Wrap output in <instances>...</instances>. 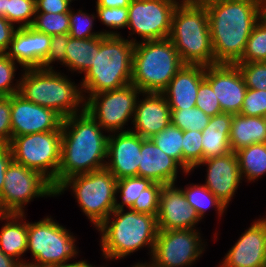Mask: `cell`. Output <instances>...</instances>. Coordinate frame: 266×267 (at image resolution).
I'll list each match as a JSON object with an SVG mask.
<instances>
[{
  "label": "cell",
  "mask_w": 266,
  "mask_h": 267,
  "mask_svg": "<svg viewBox=\"0 0 266 267\" xmlns=\"http://www.w3.org/2000/svg\"><path fill=\"white\" fill-rule=\"evenodd\" d=\"M207 8L214 64H236L263 16V0H201Z\"/></svg>",
  "instance_id": "6da1fadb"
},
{
  "label": "cell",
  "mask_w": 266,
  "mask_h": 267,
  "mask_svg": "<svg viewBox=\"0 0 266 267\" xmlns=\"http://www.w3.org/2000/svg\"><path fill=\"white\" fill-rule=\"evenodd\" d=\"M61 128L58 186L70 177L105 168L109 135L85 110L64 118Z\"/></svg>",
  "instance_id": "7a4b0ae2"
},
{
  "label": "cell",
  "mask_w": 266,
  "mask_h": 267,
  "mask_svg": "<svg viewBox=\"0 0 266 267\" xmlns=\"http://www.w3.org/2000/svg\"><path fill=\"white\" fill-rule=\"evenodd\" d=\"M97 230L106 262L124 259L144 247L151 258L158 233L157 217L131 209H115Z\"/></svg>",
  "instance_id": "3957f363"
},
{
  "label": "cell",
  "mask_w": 266,
  "mask_h": 267,
  "mask_svg": "<svg viewBox=\"0 0 266 267\" xmlns=\"http://www.w3.org/2000/svg\"><path fill=\"white\" fill-rule=\"evenodd\" d=\"M134 45L123 36L95 37L94 63L80 82L84 99L131 84Z\"/></svg>",
  "instance_id": "277c9868"
},
{
  "label": "cell",
  "mask_w": 266,
  "mask_h": 267,
  "mask_svg": "<svg viewBox=\"0 0 266 267\" xmlns=\"http://www.w3.org/2000/svg\"><path fill=\"white\" fill-rule=\"evenodd\" d=\"M168 39L184 64L214 65L208 13L201 0H181L178 3Z\"/></svg>",
  "instance_id": "5b68a950"
},
{
  "label": "cell",
  "mask_w": 266,
  "mask_h": 267,
  "mask_svg": "<svg viewBox=\"0 0 266 267\" xmlns=\"http://www.w3.org/2000/svg\"><path fill=\"white\" fill-rule=\"evenodd\" d=\"M19 95L34 104L54 110L63 119L84 111L79 84L55 69H22Z\"/></svg>",
  "instance_id": "8992f818"
},
{
  "label": "cell",
  "mask_w": 266,
  "mask_h": 267,
  "mask_svg": "<svg viewBox=\"0 0 266 267\" xmlns=\"http://www.w3.org/2000/svg\"><path fill=\"white\" fill-rule=\"evenodd\" d=\"M179 53L167 38L136 42L132 55L131 84L142 93H161L183 67Z\"/></svg>",
  "instance_id": "52a82bcc"
},
{
  "label": "cell",
  "mask_w": 266,
  "mask_h": 267,
  "mask_svg": "<svg viewBox=\"0 0 266 267\" xmlns=\"http://www.w3.org/2000/svg\"><path fill=\"white\" fill-rule=\"evenodd\" d=\"M116 184L114 175L103 168L64 180L55 189V197L70 188L80 210L97 229L115 210Z\"/></svg>",
  "instance_id": "ba28073f"
},
{
  "label": "cell",
  "mask_w": 266,
  "mask_h": 267,
  "mask_svg": "<svg viewBox=\"0 0 266 267\" xmlns=\"http://www.w3.org/2000/svg\"><path fill=\"white\" fill-rule=\"evenodd\" d=\"M75 242L74 234L52 216L34 223L27 222V252L30 251L37 264L46 267L67 265L80 253Z\"/></svg>",
  "instance_id": "9c48e42d"
},
{
  "label": "cell",
  "mask_w": 266,
  "mask_h": 267,
  "mask_svg": "<svg viewBox=\"0 0 266 267\" xmlns=\"http://www.w3.org/2000/svg\"><path fill=\"white\" fill-rule=\"evenodd\" d=\"M62 128L12 137L9 144L13 161L39 172L53 186L58 187L61 162Z\"/></svg>",
  "instance_id": "30bf717a"
},
{
  "label": "cell",
  "mask_w": 266,
  "mask_h": 267,
  "mask_svg": "<svg viewBox=\"0 0 266 267\" xmlns=\"http://www.w3.org/2000/svg\"><path fill=\"white\" fill-rule=\"evenodd\" d=\"M142 92L133 84L86 97L84 110L108 133L127 131ZM125 129V130H124Z\"/></svg>",
  "instance_id": "8fae6325"
},
{
  "label": "cell",
  "mask_w": 266,
  "mask_h": 267,
  "mask_svg": "<svg viewBox=\"0 0 266 267\" xmlns=\"http://www.w3.org/2000/svg\"><path fill=\"white\" fill-rule=\"evenodd\" d=\"M37 197H55L52 184L39 172L12 161L5 171L0 213L24 214L25 206Z\"/></svg>",
  "instance_id": "7c38bea8"
},
{
  "label": "cell",
  "mask_w": 266,
  "mask_h": 267,
  "mask_svg": "<svg viewBox=\"0 0 266 267\" xmlns=\"http://www.w3.org/2000/svg\"><path fill=\"white\" fill-rule=\"evenodd\" d=\"M198 229L158 230L153 253L148 261L153 267H191L206 251Z\"/></svg>",
  "instance_id": "4fadbf2b"
},
{
  "label": "cell",
  "mask_w": 266,
  "mask_h": 267,
  "mask_svg": "<svg viewBox=\"0 0 266 267\" xmlns=\"http://www.w3.org/2000/svg\"><path fill=\"white\" fill-rule=\"evenodd\" d=\"M181 0H131L128 6V40L141 42L167 39L173 13ZM132 36V38L130 37ZM130 37V39H129Z\"/></svg>",
  "instance_id": "5bb4252c"
},
{
  "label": "cell",
  "mask_w": 266,
  "mask_h": 267,
  "mask_svg": "<svg viewBox=\"0 0 266 267\" xmlns=\"http://www.w3.org/2000/svg\"><path fill=\"white\" fill-rule=\"evenodd\" d=\"M216 267H266V216L253 220Z\"/></svg>",
  "instance_id": "9a60e30c"
},
{
  "label": "cell",
  "mask_w": 266,
  "mask_h": 267,
  "mask_svg": "<svg viewBox=\"0 0 266 267\" xmlns=\"http://www.w3.org/2000/svg\"><path fill=\"white\" fill-rule=\"evenodd\" d=\"M205 80L219 100L222 112L240 113L248 88L236 64L205 66Z\"/></svg>",
  "instance_id": "2e32d148"
},
{
  "label": "cell",
  "mask_w": 266,
  "mask_h": 267,
  "mask_svg": "<svg viewBox=\"0 0 266 267\" xmlns=\"http://www.w3.org/2000/svg\"><path fill=\"white\" fill-rule=\"evenodd\" d=\"M62 121L54 110L27 101L19 94L11 95L12 137L55 131Z\"/></svg>",
  "instance_id": "e0dca14e"
},
{
  "label": "cell",
  "mask_w": 266,
  "mask_h": 267,
  "mask_svg": "<svg viewBox=\"0 0 266 267\" xmlns=\"http://www.w3.org/2000/svg\"><path fill=\"white\" fill-rule=\"evenodd\" d=\"M200 166L207 168L204 185L228 208L242 183L236 152L205 159L192 169V173Z\"/></svg>",
  "instance_id": "ac0fdd59"
},
{
  "label": "cell",
  "mask_w": 266,
  "mask_h": 267,
  "mask_svg": "<svg viewBox=\"0 0 266 267\" xmlns=\"http://www.w3.org/2000/svg\"><path fill=\"white\" fill-rule=\"evenodd\" d=\"M141 136L130 130L109 134L105 168L119 180L137 177L140 162Z\"/></svg>",
  "instance_id": "d6986e66"
},
{
  "label": "cell",
  "mask_w": 266,
  "mask_h": 267,
  "mask_svg": "<svg viewBox=\"0 0 266 267\" xmlns=\"http://www.w3.org/2000/svg\"><path fill=\"white\" fill-rule=\"evenodd\" d=\"M177 186L163 185L161 189L157 215L158 230L199 229L196 225L202 220Z\"/></svg>",
  "instance_id": "ffe728a7"
},
{
  "label": "cell",
  "mask_w": 266,
  "mask_h": 267,
  "mask_svg": "<svg viewBox=\"0 0 266 267\" xmlns=\"http://www.w3.org/2000/svg\"><path fill=\"white\" fill-rule=\"evenodd\" d=\"M51 36L33 27L17 28L5 54L23 69L41 68L50 51Z\"/></svg>",
  "instance_id": "44dd1931"
},
{
  "label": "cell",
  "mask_w": 266,
  "mask_h": 267,
  "mask_svg": "<svg viewBox=\"0 0 266 267\" xmlns=\"http://www.w3.org/2000/svg\"><path fill=\"white\" fill-rule=\"evenodd\" d=\"M138 98L130 130L142 138H151L171 123V110L161 93H142Z\"/></svg>",
  "instance_id": "7402d4cb"
},
{
  "label": "cell",
  "mask_w": 266,
  "mask_h": 267,
  "mask_svg": "<svg viewBox=\"0 0 266 267\" xmlns=\"http://www.w3.org/2000/svg\"><path fill=\"white\" fill-rule=\"evenodd\" d=\"M139 163L138 177L147 178L153 183L162 185L176 184L181 170L185 175L190 174V172H185L172 157H169L156 146L150 138L141 137Z\"/></svg>",
  "instance_id": "603a6c76"
},
{
  "label": "cell",
  "mask_w": 266,
  "mask_h": 267,
  "mask_svg": "<svg viewBox=\"0 0 266 267\" xmlns=\"http://www.w3.org/2000/svg\"><path fill=\"white\" fill-rule=\"evenodd\" d=\"M205 79V66L184 64L161 92L170 109L195 107L200 83Z\"/></svg>",
  "instance_id": "cb8c5ba5"
},
{
  "label": "cell",
  "mask_w": 266,
  "mask_h": 267,
  "mask_svg": "<svg viewBox=\"0 0 266 267\" xmlns=\"http://www.w3.org/2000/svg\"><path fill=\"white\" fill-rule=\"evenodd\" d=\"M26 214L0 213V221L4 222L0 229V250L17 261L27 252Z\"/></svg>",
  "instance_id": "d4e9b609"
},
{
  "label": "cell",
  "mask_w": 266,
  "mask_h": 267,
  "mask_svg": "<svg viewBox=\"0 0 266 267\" xmlns=\"http://www.w3.org/2000/svg\"><path fill=\"white\" fill-rule=\"evenodd\" d=\"M232 118L233 114L225 112L210 117L208 125L202 130L203 160L231 152L229 134Z\"/></svg>",
  "instance_id": "484cf974"
},
{
  "label": "cell",
  "mask_w": 266,
  "mask_h": 267,
  "mask_svg": "<svg viewBox=\"0 0 266 267\" xmlns=\"http://www.w3.org/2000/svg\"><path fill=\"white\" fill-rule=\"evenodd\" d=\"M229 140L232 152L255 143H266L265 120L263 117L233 114Z\"/></svg>",
  "instance_id": "4316f807"
},
{
  "label": "cell",
  "mask_w": 266,
  "mask_h": 267,
  "mask_svg": "<svg viewBox=\"0 0 266 267\" xmlns=\"http://www.w3.org/2000/svg\"><path fill=\"white\" fill-rule=\"evenodd\" d=\"M242 181H258L266 176V143H255L236 151Z\"/></svg>",
  "instance_id": "83f0119b"
},
{
  "label": "cell",
  "mask_w": 266,
  "mask_h": 267,
  "mask_svg": "<svg viewBox=\"0 0 266 267\" xmlns=\"http://www.w3.org/2000/svg\"><path fill=\"white\" fill-rule=\"evenodd\" d=\"M94 59L95 38L76 39L69 36L62 66L67 67L72 73L85 74L94 63Z\"/></svg>",
  "instance_id": "f1b7e54d"
},
{
  "label": "cell",
  "mask_w": 266,
  "mask_h": 267,
  "mask_svg": "<svg viewBox=\"0 0 266 267\" xmlns=\"http://www.w3.org/2000/svg\"><path fill=\"white\" fill-rule=\"evenodd\" d=\"M188 204L196 211L199 218L203 220L206 212L212 207L218 214V219L223 217L227 207L204 185L187 184L180 187Z\"/></svg>",
  "instance_id": "f546056e"
},
{
  "label": "cell",
  "mask_w": 266,
  "mask_h": 267,
  "mask_svg": "<svg viewBox=\"0 0 266 267\" xmlns=\"http://www.w3.org/2000/svg\"><path fill=\"white\" fill-rule=\"evenodd\" d=\"M153 184L150 179L143 177H126L117 180L115 209H131L134 202L141 196L142 191ZM120 194V195H119ZM121 202L118 201V196Z\"/></svg>",
  "instance_id": "4dcf8cb0"
},
{
  "label": "cell",
  "mask_w": 266,
  "mask_h": 267,
  "mask_svg": "<svg viewBox=\"0 0 266 267\" xmlns=\"http://www.w3.org/2000/svg\"><path fill=\"white\" fill-rule=\"evenodd\" d=\"M150 139L183 168V130L170 123L165 129L153 135Z\"/></svg>",
  "instance_id": "1f68e13d"
},
{
  "label": "cell",
  "mask_w": 266,
  "mask_h": 267,
  "mask_svg": "<svg viewBox=\"0 0 266 267\" xmlns=\"http://www.w3.org/2000/svg\"><path fill=\"white\" fill-rule=\"evenodd\" d=\"M260 61H266V18L264 16L255 24L239 62Z\"/></svg>",
  "instance_id": "d6a6232c"
},
{
  "label": "cell",
  "mask_w": 266,
  "mask_h": 267,
  "mask_svg": "<svg viewBox=\"0 0 266 267\" xmlns=\"http://www.w3.org/2000/svg\"><path fill=\"white\" fill-rule=\"evenodd\" d=\"M31 27L50 36L68 34L69 13H36Z\"/></svg>",
  "instance_id": "836d02e7"
},
{
  "label": "cell",
  "mask_w": 266,
  "mask_h": 267,
  "mask_svg": "<svg viewBox=\"0 0 266 267\" xmlns=\"http://www.w3.org/2000/svg\"><path fill=\"white\" fill-rule=\"evenodd\" d=\"M170 110L171 123L183 131H202L210 120V116L197 107Z\"/></svg>",
  "instance_id": "e575fe53"
},
{
  "label": "cell",
  "mask_w": 266,
  "mask_h": 267,
  "mask_svg": "<svg viewBox=\"0 0 266 267\" xmlns=\"http://www.w3.org/2000/svg\"><path fill=\"white\" fill-rule=\"evenodd\" d=\"M96 17V14H89L81 9H78L77 12H75V10H73V8L71 7L69 11V36L76 39L103 36V31L105 29H103L102 31L93 32V25Z\"/></svg>",
  "instance_id": "d590c367"
},
{
  "label": "cell",
  "mask_w": 266,
  "mask_h": 267,
  "mask_svg": "<svg viewBox=\"0 0 266 267\" xmlns=\"http://www.w3.org/2000/svg\"><path fill=\"white\" fill-rule=\"evenodd\" d=\"M183 170L191 173L192 169L203 161L202 131H183Z\"/></svg>",
  "instance_id": "8d00e7d4"
},
{
  "label": "cell",
  "mask_w": 266,
  "mask_h": 267,
  "mask_svg": "<svg viewBox=\"0 0 266 267\" xmlns=\"http://www.w3.org/2000/svg\"><path fill=\"white\" fill-rule=\"evenodd\" d=\"M35 14V0H7V20L18 28L31 26Z\"/></svg>",
  "instance_id": "74e56055"
},
{
  "label": "cell",
  "mask_w": 266,
  "mask_h": 267,
  "mask_svg": "<svg viewBox=\"0 0 266 267\" xmlns=\"http://www.w3.org/2000/svg\"><path fill=\"white\" fill-rule=\"evenodd\" d=\"M96 15L103 25L114 30L103 31L105 36H122L117 30L125 29L128 25V7H96Z\"/></svg>",
  "instance_id": "f35d334b"
},
{
  "label": "cell",
  "mask_w": 266,
  "mask_h": 267,
  "mask_svg": "<svg viewBox=\"0 0 266 267\" xmlns=\"http://www.w3.org/2000/svg\"><path fill=\"white\" fill-rule=\"evenodd\" d=\"M18 65L5 53H0V96H11L19 93L20 77L16 79ZM16 81V82H14Z\"/></svg>",
  "instance_id": "ab89813d"
},
{
  "label": "cell",
  "mask_w": 266,
  "mask_h": 267,
  "mask_svg": "<svg viewBox=\"0 0 266 267\" xmlns=\"http://www.w3.org/2000/svg\"><path fill=\"white\" fill-rule=\"evenodd\" d=\"M238 66L247 88L266 90V61L238 62Z\"/></svg>",
  "instance_id": "60d3db41"
},
{
  "label": "cell",
  "mask_w": 266,
  "mask_h": 267,
  "mask_svg": "<svg viewBox=\"0 0 266 267\" xmlns=\"http://www.w3.org/2000/svg\"><path fill=\"white\" fill-rule=\"evenodd\" d=\"M162 187V184L153 183L150 187L142 191L141 196L136 199L131 210L157 217L159 210V196Z\"/></svg>",
  "instance_id": "b9f144b4"
},
{
  "label": "cell",
  "mask_w": 266,
  "mask_h": 267,
  "mask_svg": "<svg viewBox=\"0 0 266 267\" xmlns=\"http://www.w3.org/2000/svg\"><path fill=\"white\" fill-rule=\"evenodd\" d=\"M195 107L210 117L222 113L219 100L205 79L199 85Z\"/></svg>",
  "instance_id": "7bdbcfd3"
},
{
  "label": "cell",
  "mask_w": 266,
  "mask_h": 267,
  "mask_svg": "<svg viewBox=\"0 0 266 267\" xmlns=\"http://www.w3.org/2000/svg\"><path fill=\"white\" fill-rule=\"evenodd\" d=\"M266 111V90L248 88L240 111L241 115L263 117Z\"/></svg>",
  "instance_id": "ee69618b"
},
{
  "label": "cell",
  "mask_w": 266,
  "mask_h": 267,
  "mask_svg": "<svg viewBox=\"0 0 266 267\" xmlns=\"http://www.w3.org/2000/svg\"><path fill=\"white\" fill-rule=\"evenodd\" d=\"M69 42V34L51 36L50 51L41 69H54V63L62 65L65 62L66 48Z\"/></svg>",
  "instance_id": "f6af8a7d"
},
{
  "label": "cell",
  "mask_w": 266,
  "mask_h": 267,
  "mask_svg": "<svg viewBox=\"0 0 266 267\" xmlns=\"http://www.w3.org/2000/svg\"><path fill=\"white\" fill-rule=\"evenodd\" d=\"M11 139V96H0V145H9Z\"/></svg>",
  "instance_id": "bcb514c9"
},
{
  "label": "cell",
  "mask_w": 266,
  "mask_h": 267,
  "mask_svg": "<svg viewBox=\"0 0 266 267\" xmlns=\"http://www.w3.org/2000/svg\"><path fill=\"white\" fill-rule=\"evenodd\" d=\"M36 13H69L71 3L67 0H35Z\"/></svg>",
  "instance_id": "7dc6e473"
},
{
  "label": "cell",
  "mask_w": 266,
  "mask_h": 267,
  "mask_svg": "<svg viewBox=\"0 0 266 267\" xmlns=\"http://www.w3.org/2000/svg\"><path fill=\"white\" fill-rule=\"evenodd\" d=\"M17 26L0 16V53H5L12 41Z\"/></svg>",
  "instance_id": "c3c4849f"
},
{
  "label": "cell",
  "mask_w": 266,
  "mask_h": 267,
  "mask_svg": "<svg viewBox=\"0 0 266 267\" xmlns=\"http://www.w3.org/2000/svg\"><path fill=\"white\" fill-rule=\"evenodd\" d=\"M13 161L11 148L9 145H0V195L4 185L5 171Z\"/></svg>",
  "instance_id": "681fc988"
},
{
  "label": "cell",
  "mask_w": 266,
  "mask_h": 267,
  "mask_svg": "<svg viewBox=\"0 0 266 267\" xmlns=\"http://www.w3.org/2000/svg\"><path fill=\"white\" fill-rule=\"evenodd\" d=\"M131 0H97L96 7L125 8L128 7Z\"/></svg>",
  "instance_id": "f907efd6"
},
{
  "label": "cell",
  "mask_w": 266,
  "mask_h": 267,
  "mask_svg": "<svg viewBox=\"0 0 266 267\" xmlns=\"http://www.w3.org/2000/svg\"><path fill=\"white\" fill-rule=\"evenodd\" d=\"M18 261L4 254L0 250V267H15Z\"/></svg>",
  "instance_id": "816d5d0a"
},
{
  "label": "cell",
  "mask_w": 266,
  "mask_h": 267,
  "mask_svg": "<svg viewBox=\"0 0 266 267\" xmlns=\"http://www.w3.org/2000/svg\"><path fill=\"white\" fill-rule=\"evenodd\" d=\"M94 264H90L88 263L87 260H78V261H75V262H72V263H68L67 265L63 266V267H99V266H96ZM100 267H107L106 265L105 266H101Z\"/></svg>",
  "instance_id": "f5cc1de1"
},
{
  "label": "cell",
  "mask_w": 266,
  "mask_h": 267,
  "mask_svg": "<svg viewBox=\"0 0 266 267\" xmlns=\"http://www.w3.org/2000/svg\"><path fill=\"white\" fill-rule=\"evenodd\" d=\"M15 267H46V266H42L40 264H37L36 262L32 261H26L25 260H21V261H18L15 265Z\"/></svg>",
  "instance_id": "db71d44e"
},
{
  "label": "cell",
  "mask_w": 266,
  "mask_h": 267,
  "mask_svg": "<svg viewBox=\"0 0 266 267\" xmlns=\"http://www.w3.org/2000/svg\"><path fill=\"white\" fill-rule=\"evenodd\" d=\"M0 16L7 19V0H0Z\"/></svg>",
  "instance_id": "11a10c76"
},
{
  "label": "cell",
  "mask_w": 266,
  "mask_h": 267,
  "mask_svg": "<svg viewBox=\"0 0 266 267\" xmlns=\"http://www.w3.org/2000/svg\"><path fill=\"white\" fill-rule=\"evenodd\" d=\"M131 267H153L149 262H135Z\"/></svg>",
  "instance_id": "9f6ffc18"
},
{
  "label": "cell",
  "mask_w": 266,
  "mask_h": 267,
  "mask_svg": "<svg viewBox=\"0 0 266 267\" xmlns=\"http://www.w3.org/2000/svg\"><path fill=\"white\" fill-rule=\"evenodd\" d=\"M263 16L266 18V0H263Z\"/></svg>",
  "instance_id": "6f0895ef"
},
{
  "label": "cell",
  "mask_w": 266,
  "mask_h": 267,
  "mask_svg": "<svg viewBox=\"0 0 266 267\" xmlns=\"http://www.w3.org/2000/svg\"><path fill=\"white\" fill-rule=\"evenodd\" d=\"M263 119H264L265 122H266V111H265V113H264V115H263Z\"/></svg>",
  "instance_id": "680465c9"
},
{
  "label": "cell",
  "mask_w": 266,
  "mask_h": 267,
  "mask_svg": "<svg viewBox=\"0 0 266 267\" xmlns=\"http://www.w3.org/2000/svg\"><path fill=\"white\" fill-rule=\"evenodd\" d=\"M67 1H68L69 3H71V4H72V3H73L72 1H75V0H67ZM76 1H77V0H76Z\"/></svg>",
  "instance_id": "91938a15"
}]
</instances>
